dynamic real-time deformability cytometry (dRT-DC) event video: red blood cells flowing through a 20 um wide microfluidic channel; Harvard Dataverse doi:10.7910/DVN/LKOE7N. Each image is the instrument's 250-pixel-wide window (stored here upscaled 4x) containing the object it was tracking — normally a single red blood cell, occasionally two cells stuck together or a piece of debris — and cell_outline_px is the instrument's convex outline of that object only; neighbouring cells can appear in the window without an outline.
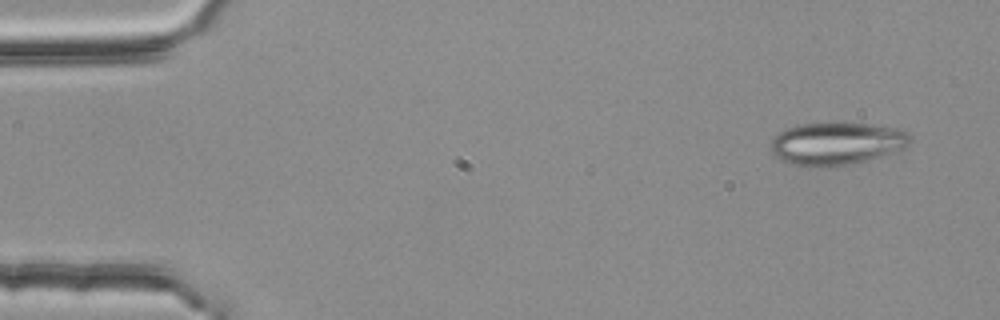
{"species": "common noctule bat (a hibernating species)", "species_latin": "Nyctalus noctula", "temperature_condition": "room temperature", "stored_images_in_passage": 5, "camera_frame_rate_fps": 3000, "um_per_image_px": 0.085, "animal": {"sex": "female", "body_mass_g": 25.1}, "frame": {"image": 1, "passage_image": 1, "time_ms": 0.0, "image_size_px": [1000, 320], "cell_outline_px": [[908, 144], [904, 148], [852, 164], [828, 168], [808, 168], [792, 164], [780, 160], [772, 152], [772, 140], [780, 132], [788, 128], [800, 124], [868, 124], [896, 128], [908, 132]], "centroid_in_image_um": [71.06, 12.24], "position_along_channel_um": 13.9, "area_um2": 34.16}}